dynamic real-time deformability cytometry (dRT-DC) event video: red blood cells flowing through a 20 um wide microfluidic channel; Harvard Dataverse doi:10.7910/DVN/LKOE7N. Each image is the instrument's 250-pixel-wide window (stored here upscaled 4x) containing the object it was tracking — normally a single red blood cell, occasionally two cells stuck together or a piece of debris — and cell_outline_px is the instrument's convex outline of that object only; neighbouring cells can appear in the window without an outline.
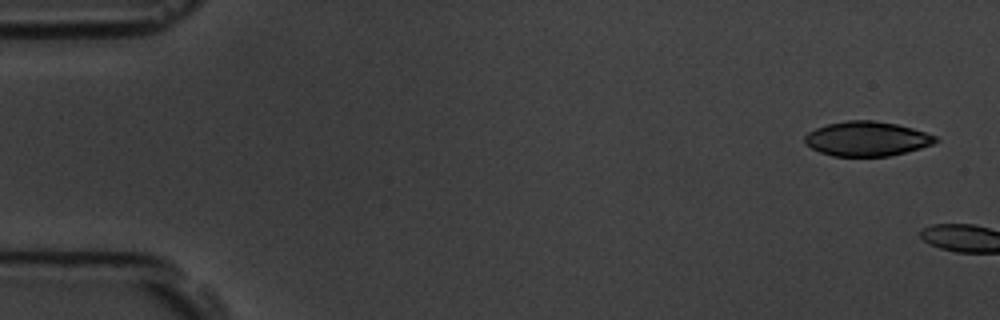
{"species": "common noctule bat (a hibernating species)", "species_latin": "Nyctalus noctula", "temperature_condition": "room temperature", "stored_images_in_passage": 2, "camera_frame_rate_fps": 3000, "um_per_image_px": 0.085, "animal": {"sex": "male", "body_mass_g": 19.5, "forearm_length_mm": 54.6}, "frame": {"image": 1, "passage_image": 1, "time_ms": 0.0, "image_size_px": [1000, 320], "cell_outline_px": [[940, 140], [932, 144], [920, 148], [888, 156], [832, 156], [820, 152], [804, 144], [804, 136], [808, 132], [816, 128], [828, 124], [848, 120], [872, 120], [896, 124], [912, 128], [936, 136]], "centroid_in_image_um": [73.65, 11.79], "position_along_channel_um": 11.3, "area_um2": 26.24}}